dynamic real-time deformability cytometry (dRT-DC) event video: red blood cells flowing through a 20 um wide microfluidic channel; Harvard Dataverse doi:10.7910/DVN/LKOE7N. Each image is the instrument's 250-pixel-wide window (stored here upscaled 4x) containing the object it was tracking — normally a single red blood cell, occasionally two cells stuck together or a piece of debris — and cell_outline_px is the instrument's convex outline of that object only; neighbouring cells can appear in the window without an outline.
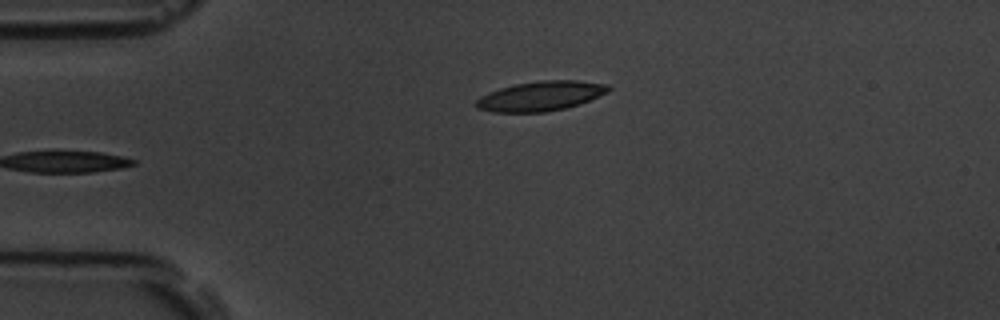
{"species": "common noctule bat (a hibernating species)", "species_latin": "Nyctalus noctula", "temperature_condition": "room temperature", "stored_images_in_passage": 5, "camera_frame_rate_fps": 3000, "um_per_image_px": 0.085, "animal": {"sex": "male", "body_mass_g": 19.5, "forearm_length_mm": 54.6}, "frame": {"image": 1, "passage_image": 5, "time_ms": 5.0, "image_size_px": [1000, 320], "cell_outline_px": [[612, 88], [608, 92], [580, 104], [564, 108], [544, 112], [492, 112], [476, 108], [472, 104], [480, 96], [488, 92], [500, 88], [516, 84], [540, 80], [576, 80], [608, 84]], "centroid_in_image_um": [45.93, 8.16], "position_along_channel_um": 39.1, "area_um2": 23.0}}